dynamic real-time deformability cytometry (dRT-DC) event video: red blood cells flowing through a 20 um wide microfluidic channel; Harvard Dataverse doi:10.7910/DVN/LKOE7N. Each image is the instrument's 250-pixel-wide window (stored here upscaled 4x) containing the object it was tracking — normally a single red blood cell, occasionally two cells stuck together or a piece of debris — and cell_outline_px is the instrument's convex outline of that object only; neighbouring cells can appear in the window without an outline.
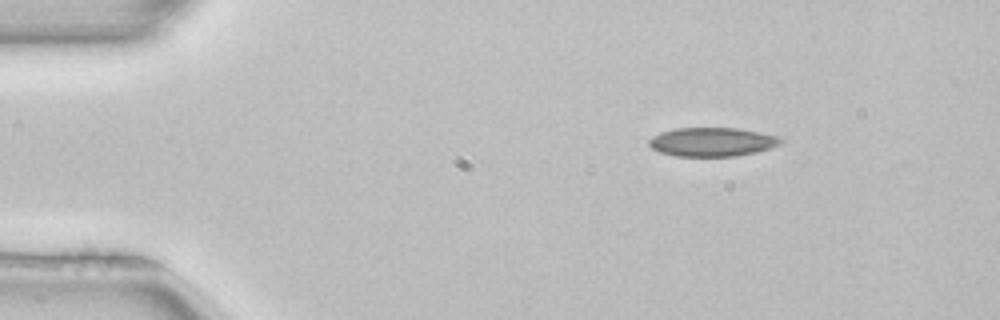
{"species": "common noctule bat (a hibernating species)", "species_latin": "Nyctalus noctula", "temperature_condition": "room temperature", "stored_images_in_passage": 3, "camera_frame_rate_fps": 3000, "um_per_image_px": 0.085, "animal": {"sex": "female", "body_mass_g": 22.7, "forearm_length_mm": 54.2}, "frame": {"image": 1, "passage_image": 1, "time_ms": 0.0, "image_size_px": [1000, 320], "cell_outline_px": [[784, 144], [756, 152], [736, 156], [676, 156], [660, 152], [652, 148], [648, 144], [648, 140], [652, 136], [660, 132], [676, 128], [740, 128], [776, 136], [784, 140]], "centroid_in_image_um": [60.54, 12.06], "position_along_channel_um": 24.5, "area_um2": 22.25}}
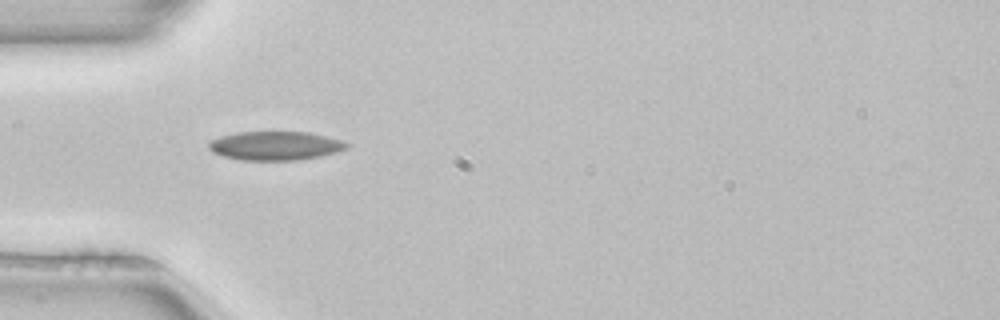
{"frame": {"image": 2, "passage_image": 3, "time_ms": 0.667, "image_size_px": [1000, 320], "cell_outline_px": [[348, 148], [336, 152], [320, 156], [296, 160], [240, 160], [224, 156], [212, 152], [208, 148], [208, 144], [212, 140], [220, 136], [236, 132], [308, 132], [340, 140], [348, 144]], "centroid_in_image_um": [23.36, 12.39], "position_along_channel_um": 61.6, "area_um2": 23.0}}